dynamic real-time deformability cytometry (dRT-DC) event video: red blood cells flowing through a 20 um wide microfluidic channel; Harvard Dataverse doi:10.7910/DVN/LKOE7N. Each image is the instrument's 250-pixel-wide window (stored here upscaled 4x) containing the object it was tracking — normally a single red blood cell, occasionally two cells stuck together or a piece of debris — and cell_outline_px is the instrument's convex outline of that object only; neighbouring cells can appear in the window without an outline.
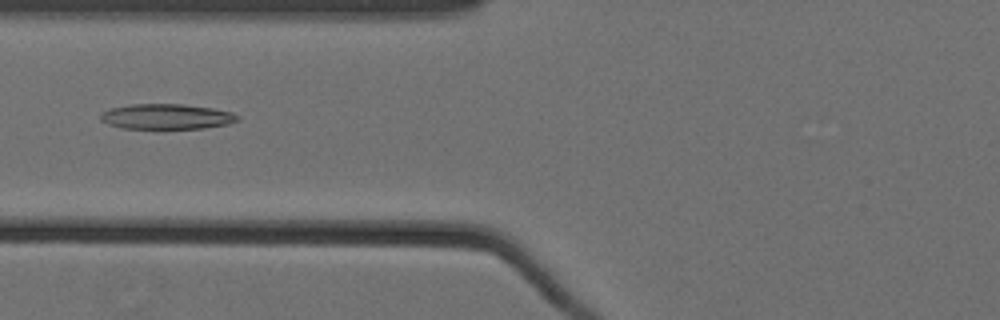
{"species": "Egyptian fruit bat (a non-hibernating species)", "species_latin": "Rousettus aegyptiacus", "temperature_condition": "cold", "stored_images_in_passage": 35, "camera_frame_rate_fps": 3000, "um_per_image_px": 0.085, "animal": {"sex": "female"}, "frame": {"image": 1, "passage_image": 11, "time_ms": 3.333, "image_size_px": [1000, 320], "cell_outline_px": [[240, 120], [228, 124], [204, 128], [120, 128], [108, 124], [100, 120], [100, 112], [112, 108], [128, 104], [184, 104], [212, 108], [232, 112], [240, 116]], "centroid_in_image_um": [14.16, 9.9], "position_along_channel_um": 111.6, "area_um2": 20.29}}
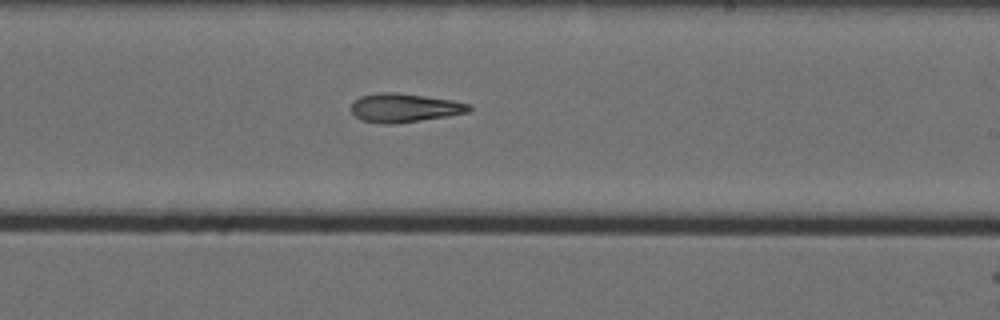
{"frame": {"image": 2, "passage_image": 23, "time_ms": 7.333, "image_size_px": [1000, 320], "cell_outline_px": [[472, 108], [468, 112], [448, 116], [396, 124], [380, 124], [360, 120], [352, 112], [352, 104], [360, 96], [380, 92], [396, 92], [452, 100], [468, 104]], "centroid_in_image_um": [34.35, 9.17], "position_along_channel_um": 254.6, "area_um2": 19.71}}
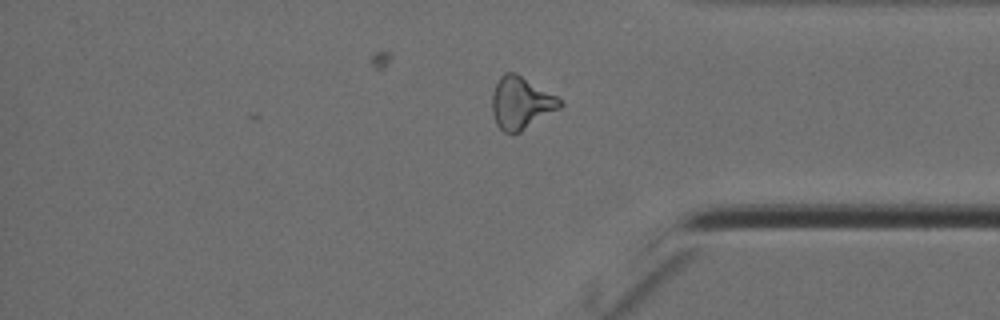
{"frame": {"image": 3, "passage_image": 35, "time_ms": 11.333, "image_size_px": [1000, 320], "cell_outline_px": [[564, 104], [560, 108], [520, 132], [504, 132], [496, 124], [492, 112], [492, 92], [500, 76], [504, 72], [516, 72], [556, 96]], "centroid_in_image_um": [44.27, 8.73], "position_along_channel_um": 390.9, "area_um2": 20.52}, "authors_computed_cell_mechanics": {"area_um2": 19.8832, "velocity_mm_per_s": 3.5633, "shape_relaxation_time_tau1_ms": null, "shape_relaxation_time_tau2_ms": 8.5521, "deformation_change_tau1": null, "deformation_change_tau2": 0.2081}}